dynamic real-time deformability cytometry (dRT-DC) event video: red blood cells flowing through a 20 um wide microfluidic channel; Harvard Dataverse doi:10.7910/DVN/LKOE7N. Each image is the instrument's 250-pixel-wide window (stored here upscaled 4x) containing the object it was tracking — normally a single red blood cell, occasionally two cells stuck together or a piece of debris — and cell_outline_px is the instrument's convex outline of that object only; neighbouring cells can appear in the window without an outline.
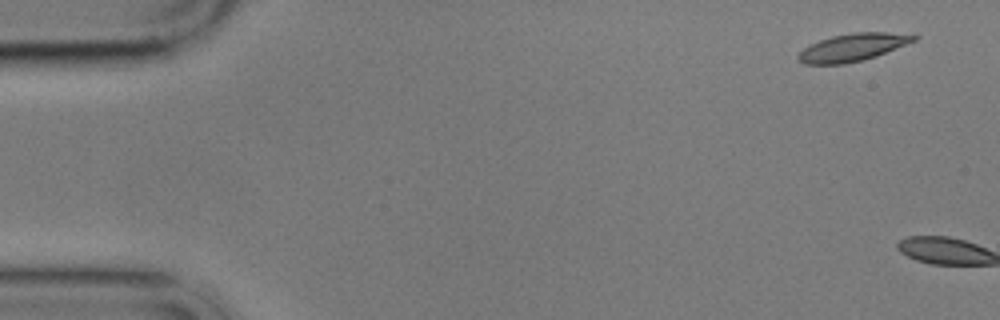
{"species": "common noctule bat (a hibernating species)", "species_latin": "Nyctalus noctula", "temperature_condition": "cold", "stored_images_in_passage": 2, "camera_frame_rate_fps": 3000, "um_per_image_px": 0.085, "animal": {"sex": "male", "body_mass_g": 17.9}, "frame": {"image": 1, "passage_image": 1, "time_ms": 0.0, "image_size_px": [1000, 320], "cell_outline_px": [[920, 36], [916, 40], [876, 56], [864, 60], [844, 64], [804, 64], [796, 60], [796, 56], [804, 48], [820, 40], [832, 36], [852, 32], [888, 32]], "centroid_in_image_um": [72.45, 4.03], "position_along_channel_um": 12.5, "area_um2": 18.55}}